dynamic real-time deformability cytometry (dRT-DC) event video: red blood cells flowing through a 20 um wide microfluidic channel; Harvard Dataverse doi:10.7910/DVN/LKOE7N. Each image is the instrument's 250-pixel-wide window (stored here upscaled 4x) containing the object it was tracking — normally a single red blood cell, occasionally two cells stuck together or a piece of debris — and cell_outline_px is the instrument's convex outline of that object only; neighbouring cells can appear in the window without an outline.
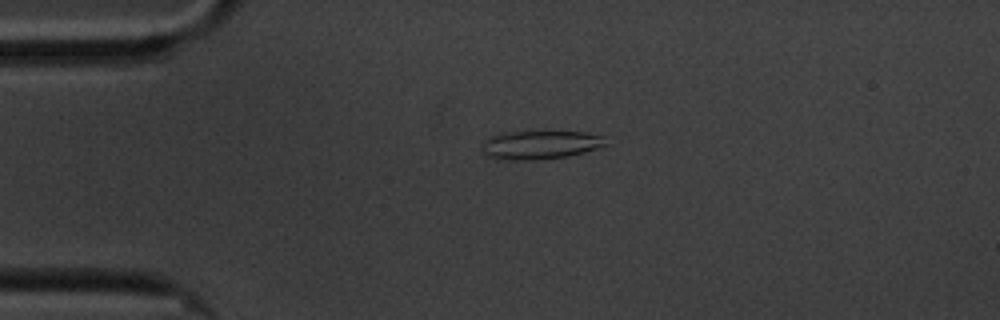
{"species": "common noctule bat (a hibernating species)", "species_latin": "Nyctalus noctula", "temperature_condition": "cold", "stored_images_in_passage": 48, "camera_frame_rate_fps": 3000, "um_per_image_px": 0.085, "animal": {"sex": "male", "body_mass_g": 20.1, "forearm_length_mm": 53.5}, "frame": {"image": 1, "passage_image": 2, "time_ms": 0.333, "image_size_px": [1000, 320], "cell_outline_px": [[608, 144], [584, 152], [568, 156], [536, 160], [496, 160], [488, 156], [484, 152], [484, 140], [488, 136], [504, 132], [584, 132], [604, 136]], "centroid_in_image_um": [45.9, 12.32], "position_along_channel_um": 39.1, "area_um2": 20.63}}
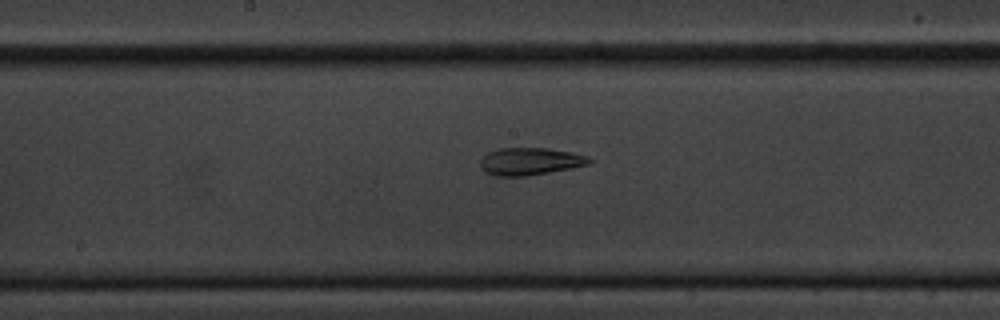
{"frame": {"image": 2, "passage_image": 19, "time_ms": 6.0, "image_size_px": [1000, 320], "cell_outline_px": [[592, 164], [572, 168], [528, 176], [492, 176], [484, 172], [480, 168], [480, 160], [488, 152], [500, 148], [548, 148], [572, 152], [588, 156], [592, 160]], "centroid_in_image_um": [45.06, 13.72], "position_along_channel_um": 203.1, "area_um2": 17.69}}
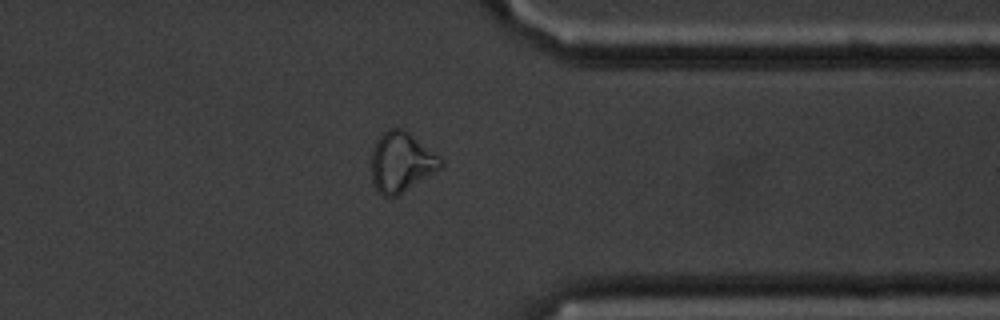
{"frame": {"image": 3, "passage_image": 35, "time_ms": 11.333, "image_size_px": [1000, 320], "cell_outline_px": [[444, 164], [440, 168], [396, 196], [384, 196], [376, 188], [372, 180], [372, 148], [376, 140], [388, 128], [404, 128], [440, 156], [444, 160]], "centroid_in_image_um": [34.11, 13.74], "position_along_channel_um": 377.3, "area_um2": 23.99}, "authors_computed_cell_mechanics": {"area_um2": 18.1492, "velocity_mm_per_s": 3.3796, "shape_relaxation_time_tau1_ms": null, "shape_relaxation_time_tau2_ms": 2.8264, "deformation_change_tau1": null, "deformation_change_tau2": 0.1023}}